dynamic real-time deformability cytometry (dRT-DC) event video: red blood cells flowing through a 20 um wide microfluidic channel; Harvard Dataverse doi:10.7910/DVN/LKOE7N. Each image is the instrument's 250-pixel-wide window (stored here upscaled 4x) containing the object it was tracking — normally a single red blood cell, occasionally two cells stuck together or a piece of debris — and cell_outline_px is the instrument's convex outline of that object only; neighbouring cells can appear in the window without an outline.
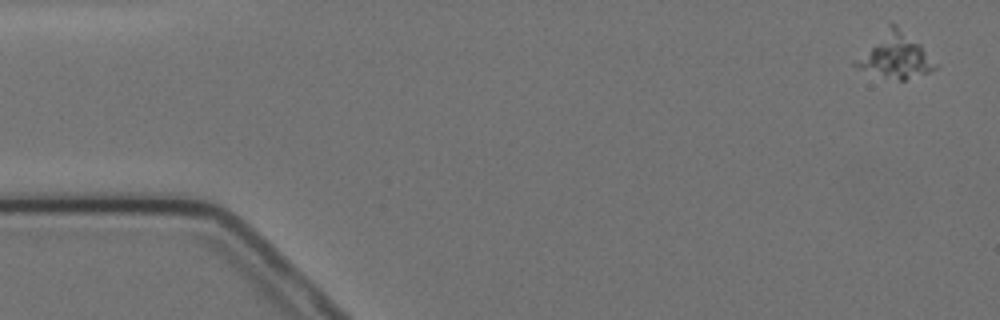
{"species": "Egyptian fruit bat (a non-hibernating species)", "species_latin": "Rousettus aegyptiacus", "temperature_condition": "cold", "stored_images_in_passage": 4, "camera_frame_rate_fps": 3000, "um_per_image_px": 0.085, "animal": {"sex": "female"}, "frame": {"image": 1, "passage_image": 1, "time_ms": 0.0, "image_size_px": [1000, 320], "cell_outline_px": [[940, 64], [936, 68], [928, 72], [904, 80], [900, 80], [884, 76], [860, 68], [852, 64], [852, 60], [892, 20], [920, 44]], "centroid_in_image_um": [76.1, 4.69], "position_along_channel_um": 8.9, "area_um2": 20.92}}
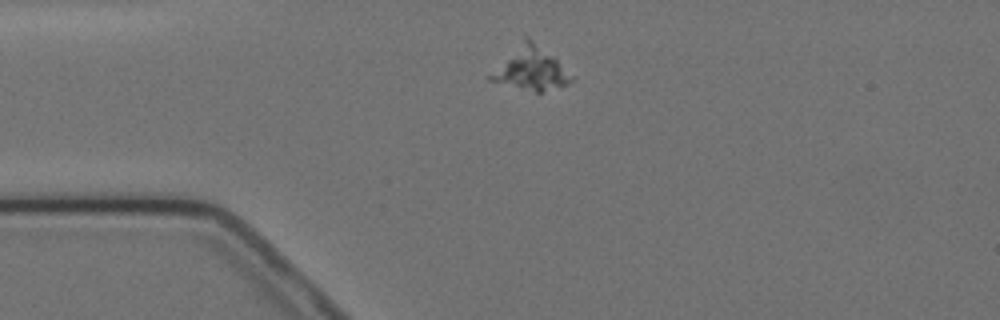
{"frame": {"image": 2, "passage_image": 4, "time_ms": 3.667, "image_size_px": [1000, 320], "cell_outline_px": [[572, 80], [568, 84], [544, 92], [536, 92], [488, 80], [488, 76], [524, 36], [528, 36], [556, 56], [572, 76]], "centroid_in_image_um": [45.15, 5.81], "position_along_channel_um": 39.9, "area_um2": 20.23}}